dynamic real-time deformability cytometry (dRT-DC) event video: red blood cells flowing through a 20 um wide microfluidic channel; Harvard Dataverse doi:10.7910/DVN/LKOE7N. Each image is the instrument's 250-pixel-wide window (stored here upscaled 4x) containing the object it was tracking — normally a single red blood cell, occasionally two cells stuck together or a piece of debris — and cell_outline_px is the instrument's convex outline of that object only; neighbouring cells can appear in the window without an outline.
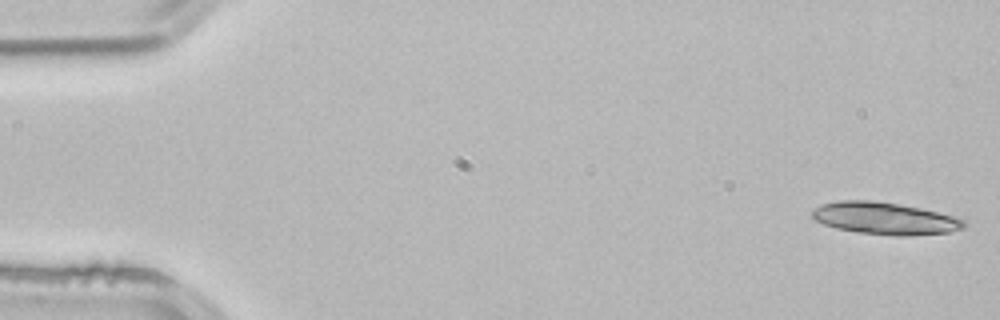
{"species": "common noctule bat (a hibernating species)", "species_latin": "Nyctalus noctula", "temperature_condition": "room temperature", "stored_images_in_passage": 4, "camera_frame_rate_fps": 3000, "um_per_image_px": 0.085, "animal": {"sex": "male", "body_mass_g": 21.5, "forearm_length_mm": 52.0}, "frame": {"image": 1, "passage_image": 1, "time_ms": 0.0, "image_size_px": [1000, 320], "cell_outline_px": [[968, 224], [964, 228], [948, 232], [908, 236], [896, 236], [860, 232], [836, 228], [824, 224], [816, 220], [812, 216], [812, 212], [820, 204], [840, 200], [872, 200], [900, 204], [920, 208], [952, 216], [964, 220]], "centroid_in_image_um": [75.22, 18.56], "position_along_channel_um": 9.8, "area_um2": 28.26}}